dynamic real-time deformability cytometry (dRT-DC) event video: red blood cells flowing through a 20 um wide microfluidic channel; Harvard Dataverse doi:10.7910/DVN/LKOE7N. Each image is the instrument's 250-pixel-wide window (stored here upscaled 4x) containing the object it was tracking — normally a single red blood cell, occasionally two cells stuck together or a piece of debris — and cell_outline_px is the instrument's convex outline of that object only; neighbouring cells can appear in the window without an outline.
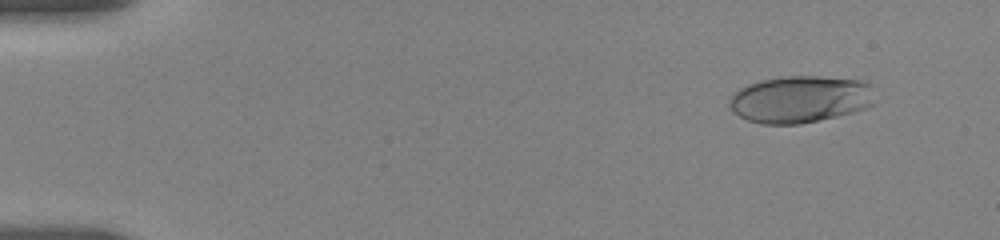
{"species": "human", "species_latin": "Homo sapiens", "temperature_condition": "room temperature", "stored_images_in_passage": 14, "camera_frame_rate_fps": 3000, "um_per_image_px": 0.085, "donor": {"sex": "female"}, "frame": {"image": 1, "passage_image": 2, "time_ms": 1.0, "image_size_px": [1000, 240], "cell_outline_px": [[872, 104], [868, 108], [836, 116], [800, 124], [760, 124], [748, 120], [732, 112], [728, 104], [728, 100], [732, 92], [748, 84], [760, 80], [780, 76], [816, 76], [860, 80], [872, 84]], "centroid_in_image_um": [67.96, 8.43], "position_along_channel_um": 17.0, "area_um2": 40.11}}
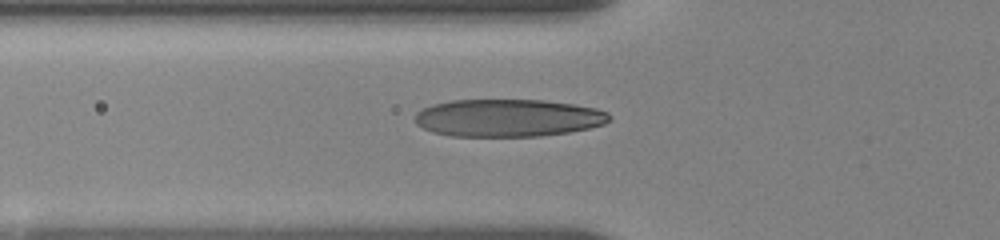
{"frame": {"image": 2, "passage_image": 9, "time_ms": 6.0, "image_size_px": [1000, 240], "cell_outline_px": [[612, 120], [604, 124], [588, 128], [568, 132], [540, 136], [452, 136], [432, 132], [416, 124], [416, 112], [432, 104], [452, 100], [544, 100], [572, 104], [596, 108], [608, 112], [612, 116]], "centroid_in_image_um": [43.2, 10.02], "position_along_channel_um": 82.6, "area_um2": 42.6}}
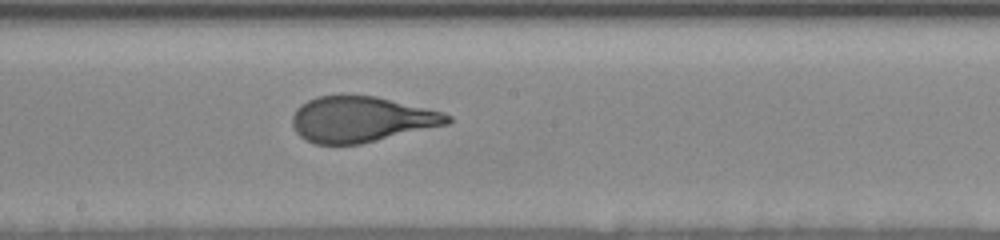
{"frame": {"image": 3, "passage_image": 14, "time_ms": 9.667, "image_size_px": [1000, 240], "cell_outline_px": [[452, 120], [448, 124], [360, 144], [316, 144], [300, 136], [296, 132], [292, 124], [292, 116], [296, 108], [300, 104], [308, 100], [320, 96], [376, 96], [444, 112], [452, 116]], "centroid_in_image_um": [30.71, 10.14], "position_along_channel_um": 217.5, "area_um2": 41.04}}